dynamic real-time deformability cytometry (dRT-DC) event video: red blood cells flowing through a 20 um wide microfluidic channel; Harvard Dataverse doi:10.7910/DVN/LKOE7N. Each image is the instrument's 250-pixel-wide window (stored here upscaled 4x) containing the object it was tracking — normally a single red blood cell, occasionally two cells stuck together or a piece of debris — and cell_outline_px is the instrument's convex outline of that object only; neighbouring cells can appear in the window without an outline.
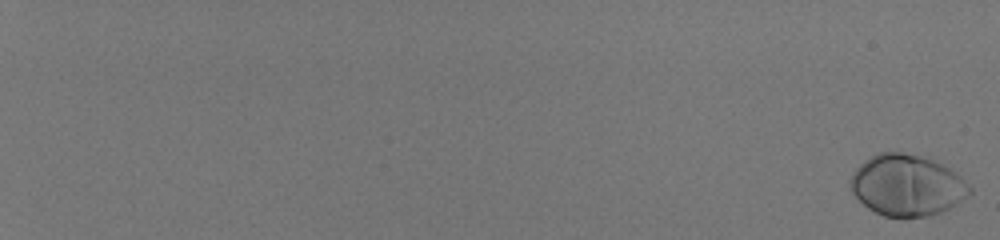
{"species": "human", "species_latin": "Homo sapiens", "temperature_condition": "room temperature", "stored_images_in_passage": 59, "camera_frame_rate_fps": 3000, "um_per_image_px": 0.085, "donor": {"sex": "male"}, "frame": {"image": 1, "passage_image": 1, "time_ms": 0.0, "image_size_px": [1000, 240], "cell_outline_px": [[972, 192], [968, 196], [956, 204], [940, 212], [928, 216], [884, 216], [868, 208], [852, 192], [848, 180], [856, 168], [864, 160], [880, 152], [904, 152], [932, 156], [960, 176], [972, 188]], "centroid_in_image_um": [77.11, 15.71], "position_along_channel_um": 7.9, "area_um2": 42.77}}
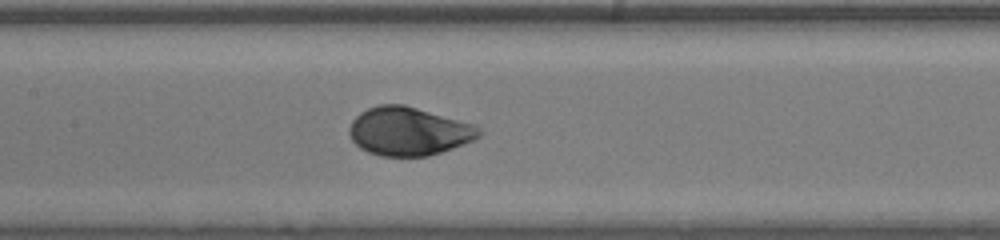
{"frame": {"image": 2, "passage_image": 36, "time_ms": 11.667, "image_size_px": [1000, 240], "cell_outline_px": [[484, 132], [480, 136], [472, 140], [452, 148], [428, 156], [380, 156], [368, 152], [360, 148], [352, 140], [348, 132], [348, 128], [352, 120], [360, 112], [368, 108], [380, 104], [404, 104], [476, 124]], "centroid_in_image_um": [34.74, 11.15], "position_along_channel_um": 172.7, "area_um2": 36.82}}
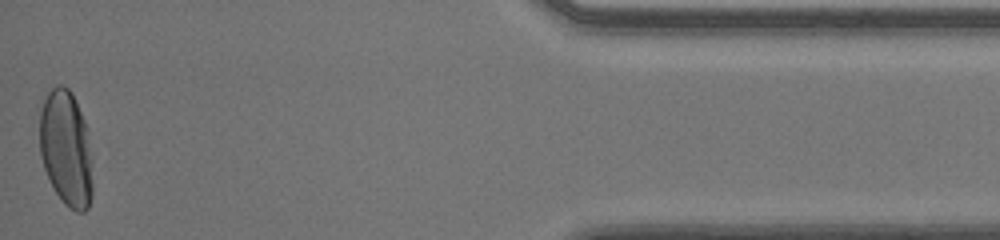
{"frame": {"image": 3, "passage_image": 59, "time_ms": 19.333, "image_size_px": [1000, 240], "cell_outline_px": [[92, 196], [88, 208], [84, 212], [76, 212], [68, 208], [64, 204], [56, 192], [44, 168], [40, 156], [40, 112], [44, 100], [48, 92], [56, 84], [64, 84], [72, 92], [88, 128], [92, 160]], "centroid_in_image_um": [5.64, 12.62], "position_along_channel_um": 429.6, "area_um2": 36.24}, "authors_computed_cell_mechanics": {"area_um2": 38.0902, "velocity_mm_per_s": 4.019, "shape_relaxation_time_tau1_ms": 2.5273, "shape_relaxation_time_tau2_ms": null, "deformation_change_tau1": 0.1455, "deformation_change_tau2": null}}